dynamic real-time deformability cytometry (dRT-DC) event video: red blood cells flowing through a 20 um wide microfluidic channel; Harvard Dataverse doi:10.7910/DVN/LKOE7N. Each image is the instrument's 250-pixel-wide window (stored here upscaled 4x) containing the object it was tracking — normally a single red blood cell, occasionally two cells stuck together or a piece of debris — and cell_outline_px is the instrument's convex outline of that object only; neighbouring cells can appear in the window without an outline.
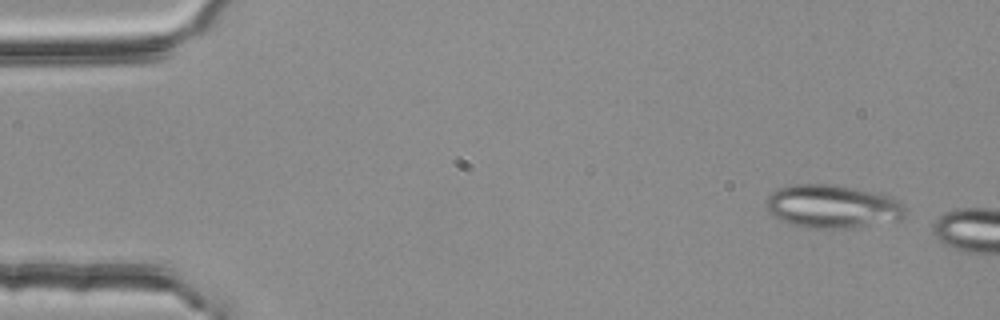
{"species": "common noctule bat (a hibernating species)", "species_latin": "Nyctalus noctula", "temperature_condition": "room temperature", "stored_images_in_passage": 3, "camera_frame_rate_fps": 3000, "um_per_image_px": 0.085, "animal": {"sex": "female", "body_mass_g": 25.1}, "frame": {"image": 1, "passage_image": 1, "time_ms": 0.0, "image_size_px": [1000, 320], "cell_outline_px": [[904, 216], [900, 220], [844, 228], [812, 228], [788, 224], [780, 220], [764, 204], [768, 196], [772, 192], [780, 188], [792, 184], [828, 184], [852, 188], [892, 196], [900, 200], [904, 208]], "centroid_in_image_um": [70.75, 17.54], "position_along_channel_um": 14.3, "area_um2": 34.74}}